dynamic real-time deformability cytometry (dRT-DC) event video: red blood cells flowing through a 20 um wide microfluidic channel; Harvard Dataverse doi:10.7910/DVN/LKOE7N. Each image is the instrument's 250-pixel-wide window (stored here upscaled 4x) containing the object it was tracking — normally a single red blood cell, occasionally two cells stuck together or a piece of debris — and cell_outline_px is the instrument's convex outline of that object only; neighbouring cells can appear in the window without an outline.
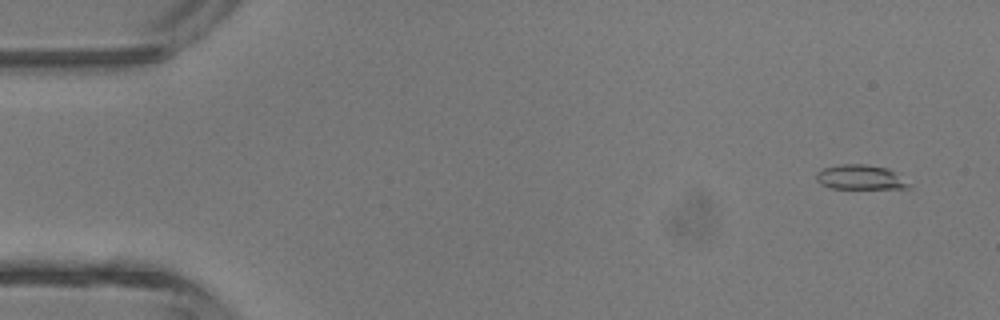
{"species": "common noctule bat (a hibernating species)", "species_latin": "Nyctalus noctula", "temperature_condition": "room temperature", "stored_images_in_passage": 4, "camera_frame_rate_fps": 3000, "um_per_image_px": 0.085, "animal": {"sex": "male", "body_mass_g": 13.3}, "frame": {"image": 1, "passage_image": 1, "time_ms": 0.0, "image_size_px": [1000, 320], "cell_outline_px": [[912, 188], [832, 188], [820, 184], [816, 180], [816, 172], [824, 168], [840, 164], [864, 164], [888, 168], [912, 184]], "centroid_in_image_um": [73.14, 15.07], "position_along_channel_um": 11.9, "area_um2": 13.29}}
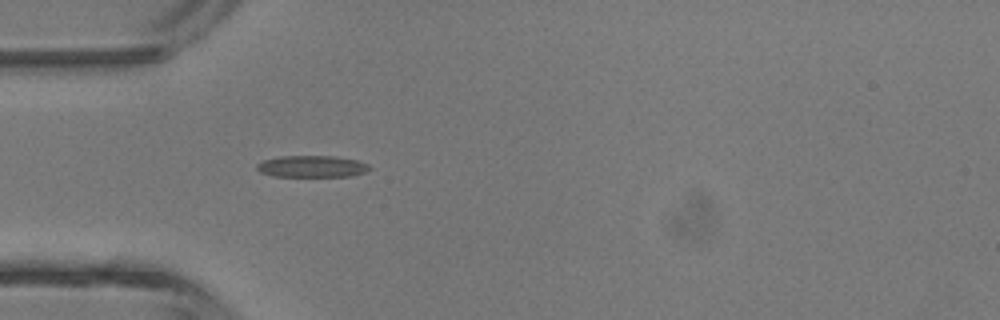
{"frame": {"image": 2, "passage_image": 4, "time_ms": 3.667, "image_size_px": [1000, 320], "cell_outline_px": [[372, 168], [364, 172], [352, 176], [272, 176], [260, 172], [256, 168], [256, 164], [264, 160], [280, 156], [336, 156], [356, 160], [368, 164]], "centroid_in_image_um": [26.5, 14.14], "position_along_channel_um": 58.5, "area_um2": 14.22}}